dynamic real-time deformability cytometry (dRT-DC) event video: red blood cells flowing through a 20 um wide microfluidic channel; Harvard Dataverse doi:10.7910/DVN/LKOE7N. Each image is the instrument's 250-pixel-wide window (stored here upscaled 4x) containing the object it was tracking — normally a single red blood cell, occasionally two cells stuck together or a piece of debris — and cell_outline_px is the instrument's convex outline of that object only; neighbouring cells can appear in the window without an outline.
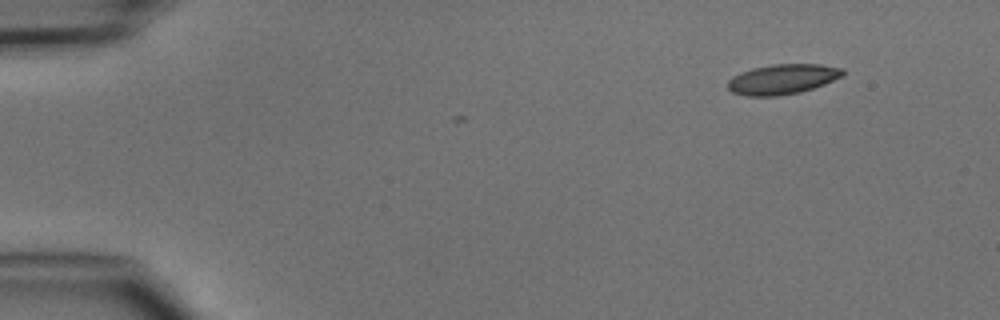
{"species": "common noctule bat (a hibernating species)", "species_latin": "Nyctalus noctula", "temperature_condition": "cold", "stored_images_in_passage": 6, "segment_of_instrument_passage": [2, 2], "camera_frame_rate_fps": 3000, "um_per_image_px": 0.085, "animal": {"sex": "male", "body_mass_g": 15.6}, "frame": {"image": 1, "passage_image": 6, "time_ms": 7.0, "image_size_px": [1000, 320], "cell_outline_px": [[844, 76], [824, 84], [800, 92], [776, 96], [748, 96], [732, 92], [728, 88], [728, 80], [732, 76], [740, 72], [752, 68], [772, 64], [820, 64], [844, 68]], "centroid_in_image_um": [66.52, 6.72], "position_along_channel_um": 18.5, "area_um2": 20.23}}